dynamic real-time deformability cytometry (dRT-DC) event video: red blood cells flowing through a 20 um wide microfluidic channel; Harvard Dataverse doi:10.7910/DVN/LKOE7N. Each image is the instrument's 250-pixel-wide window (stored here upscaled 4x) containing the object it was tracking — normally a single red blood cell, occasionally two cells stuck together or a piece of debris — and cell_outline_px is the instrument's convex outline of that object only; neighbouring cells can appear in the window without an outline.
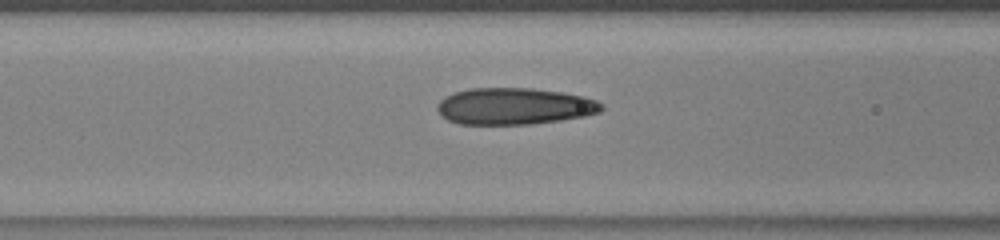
{"species": "human", "species_latin": "Homo sapiens", "temperature_condition": "warm", "stored_images_in_passage": 15, "camera_frame_rate_fps": 3000, "um_per_image_px": 0.085, "donor": {"sex": "male"}, "frame": {"image": 1, "passage_image": 13, "time_ms": 4.0, "image_size_px": [1000, 240], "cell_outline_px": [[604, 108], [600, 112], [584, 116], [560, 120], [532, 124], [460, 124], [448, 120], [436, 108], [436, 104], [444, 96], [456, 92], [472, 88], [532, 88], [564, 92], [584, 96], [596, 100], [604, 104]], "centroid_in_image_um": [43.75, 9.02], "position_along_channel_um": 122.9, "area_um2": 35.2}}